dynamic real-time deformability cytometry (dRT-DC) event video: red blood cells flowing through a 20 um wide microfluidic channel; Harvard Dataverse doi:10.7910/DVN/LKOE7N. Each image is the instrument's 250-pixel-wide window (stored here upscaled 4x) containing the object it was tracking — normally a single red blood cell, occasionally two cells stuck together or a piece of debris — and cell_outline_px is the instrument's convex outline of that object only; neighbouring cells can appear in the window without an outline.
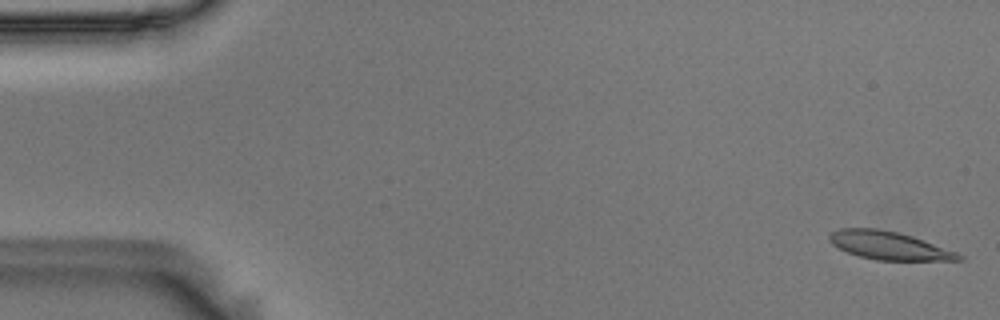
{"species": "Egyptian fruit bat (a non-hibernating species)", "species_latin": "Rousettus aegyptiacus", "temperature_condition": "room temperature", "stored_images_in_passage": 56, "camera_frame_rate_fps": 3000, "um_per_image_px": 0.085, "animal": {"sex": "male"}, "frame": {"image": 1, "passage_image": 1, "time_ms": 0.0, "image_size_px": [1000, 320], "cell_outline_px": [[964, 260], [876, 260], [860, 256], [848, 252], [832, 244], [828, 240], [828, 236], [832, 232], [840, 228], [876, 228], [896, 232], [912, 236], [956, 252], [964, 256]], "centroid_in_image_um": [75.55, 20.87], "position_along_channel_um": 9.5, "area_um2": 20.92}}
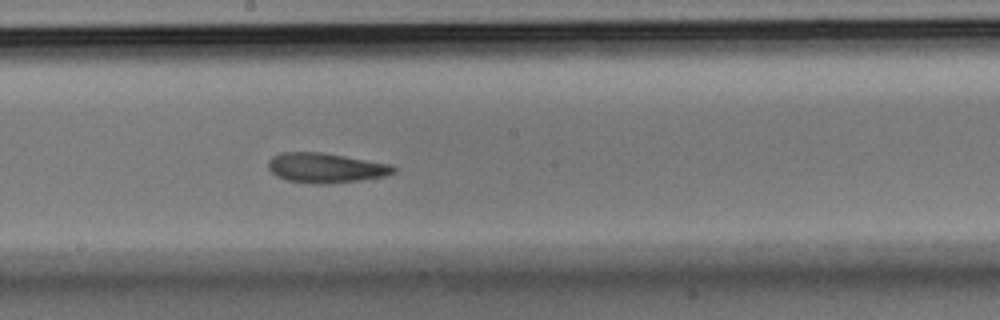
{"frame": {"image": 2, "passage_image": 30, "time_ms": 9.667, "image_size_px": [1000, 320], "cell_outline_px": [[396, 172], [384, 176], [360, 180], [328, 184], [312, 184], [288, 180], [276, 176], [268, 168], [268, 160], [272, 156], [280, 152], [320, 152], [392, 164], [396, 168]], "centroid_in_image_um": [27.67, 14.27], "position_along_channel_um": 220.5, "area_um2": 21.85}}
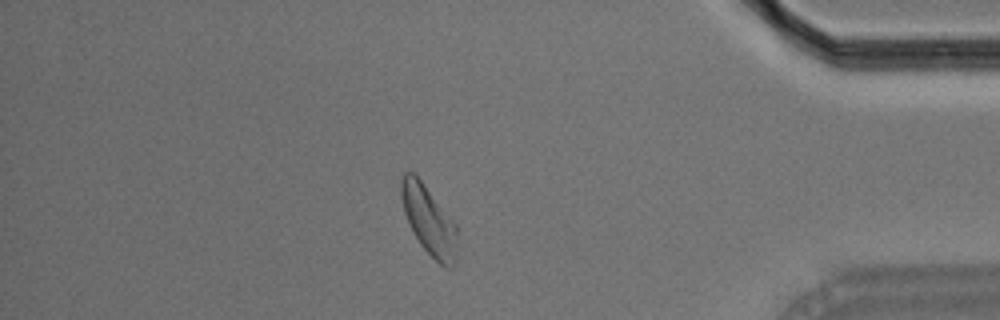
{"frame": {"image": 3, "passage_image": 48, "time_ms": 15.667, "image_size_px": [1000, 320], "cell_outline_px": [[456, 264], [452, 268], [448, 268], [440, 264], [420, 244], [412, 232], [404, 212], [400, 196], [400, 176], [404, 172], [412, 172], [420, 180], [456, 224]], "centroid_in_image_um": [36.43, 18.74], "position_along_channel_um": 398.8, "area_um2": 22.31}, "authors_computed_cell_mechanics": {"area_um2": 21.7328, "velocity_mm_per_s": 3.5656, "shape_relaxation_time_tau1_ms": 5.8741, "shape_relaxation_time_tau2_ms": 4.9194, "deformation_change_tau1": 0.1764, "deformation_change_tau2": 0.1182}}